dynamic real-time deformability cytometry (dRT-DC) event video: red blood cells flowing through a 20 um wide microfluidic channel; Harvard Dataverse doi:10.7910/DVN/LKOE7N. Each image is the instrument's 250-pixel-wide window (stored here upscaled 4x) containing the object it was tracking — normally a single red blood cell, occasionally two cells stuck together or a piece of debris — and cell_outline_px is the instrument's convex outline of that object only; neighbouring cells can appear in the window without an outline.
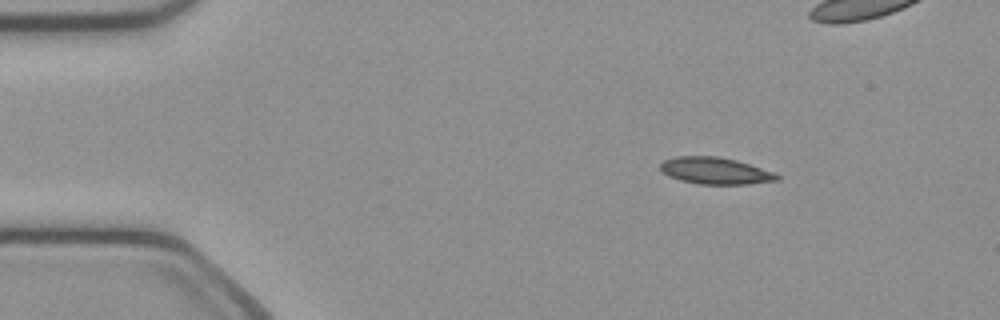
{"species": "common noctule bat (a hibernating species)", "species_latin": "Nyctalus noctula", "temperature_condition": "cold", "stored_images_in_passage": 48, "camera_frame_rate_fps": 3000, "um_per_image_px": 0.085, "animal": {"sex": "female", "body_mass_g": 21.9}, "frame": {"image": 1, "passage_image": 4, "time_ms": 1.0, "image_size_px": [1000, 320], "cell_outline_px": [[780, 180], [744, 184], [700, 184], [680, 180], [668, 176], [660, 168], [660, 164], [664, 160], [676, 156], [716, 156], [736, 160], [772, 172], [780, 176]], "centroid_in_image_um": [60.77, 14.51], "position_along_channel_um": 24.2, "area_um2": 17.98}}
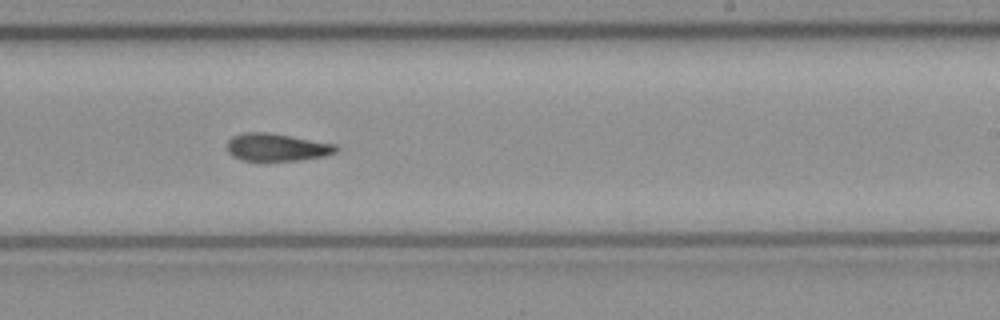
{"frame": {"image": 2, "passage_image": 27, "time_ms": 8.667, "image_size_px": [1000, 320], "cell_outline_px": [[340, 148], [336, 152], [324, 156], [300, 160], [240, 160], [232, 156], [228, 152], [228, 140], [232, 136], [244, 132], [268, 132], [292, 136], [336, 144]], "centroid_in_image_um": [23.53, 12.51], "position_along_channel_um": 265.5, "area_um2": 17.57}}
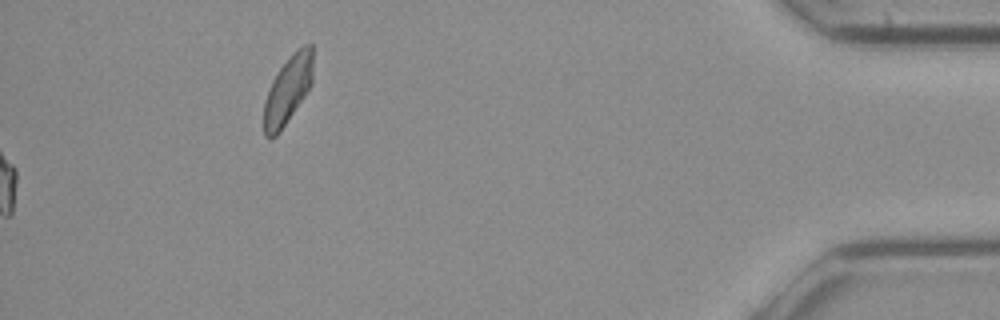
{"frame": {"image": 3, "passage_image": 48, "time_ms": 15.667, "image_size_px": [1000, 320], "cell_outline_px": [[312, 84], [280, 132], [276, 136], [264, 136], [264, 100], [272, 80], [280, 68], [292, 52], [296, 48], [304, 44], [312, 44]], "centroid_in_image_um": [24.46, 7.61], "position_along_channel_um": 410.7, "area_um2": 19.31}, "authors_computed_cell_mechanics": {"area_um2": 17.8891, "velocity_mm_per_s": 4.0476, "shape_relaxation_time_tau1_ms": 9.4852, "shape_relaxation_time_tau2_ms": 8.3139, "deformation_change_tau1": 0.1797, "deformation_change_tau2": 0.1696}}